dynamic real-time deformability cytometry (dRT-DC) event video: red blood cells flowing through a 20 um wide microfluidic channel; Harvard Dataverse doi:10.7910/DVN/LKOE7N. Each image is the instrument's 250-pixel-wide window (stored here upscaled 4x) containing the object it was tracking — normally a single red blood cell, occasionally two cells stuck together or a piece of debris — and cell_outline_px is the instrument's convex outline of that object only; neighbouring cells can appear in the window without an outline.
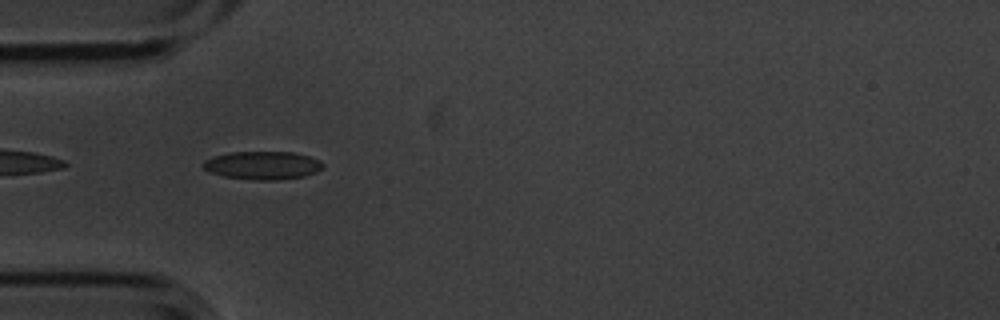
{"species": "common noctule bat (a hibernating species)", "species_latin": "Nyctalus noctula", "temperature_condition": "cold", "stored_images_in_passage": 6, "camera_frame_rate_fps": 3000, "um_per_image_px": 0.085, "animal": {"sex": "male", "body_mass_g": 20.1, "forearm_length_mm": 53.5}, "frame": {"image": 1, "passage_image": 5, "time_ms": 1.333, "image_size_px": [1000, 320], "cell_outline_px": [[324, 168], [316, 172], [304, 176], [276, 180], [252, 180], [224, 176], [208, 172], [200, 164], [204, 160], [212, 156], [232, 152], [292, 152], [308, 156], [320, 160], [324, 164]], "centroid_in_image_um": [22.3, 14.05], "position_along_channel_um": 62.7, "area_um2": 19.83}}
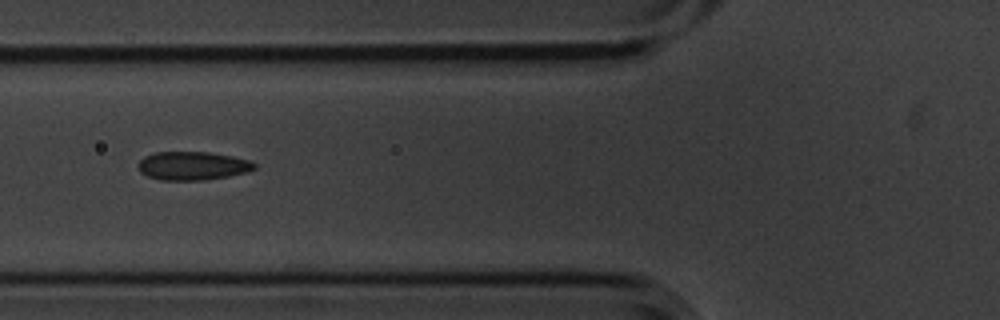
{"frame": {"image": 2, "passage_image": 6, "time_ms": 1.667, "image_size_px": [1000, 320], "cell_outline_px": [[256, 168], [244, 172], [228, 176], [204, 180], [160, 180], [148, 176], [140, 172], [136, 164], [144, 156], [152, 152], [208, 152], [232, 156], [252, 160], [256, 164]], "centroid_in_image_um": [16.34, 14.08], "position_along_channel_um": 109.5, "area_um2": 19.42}}